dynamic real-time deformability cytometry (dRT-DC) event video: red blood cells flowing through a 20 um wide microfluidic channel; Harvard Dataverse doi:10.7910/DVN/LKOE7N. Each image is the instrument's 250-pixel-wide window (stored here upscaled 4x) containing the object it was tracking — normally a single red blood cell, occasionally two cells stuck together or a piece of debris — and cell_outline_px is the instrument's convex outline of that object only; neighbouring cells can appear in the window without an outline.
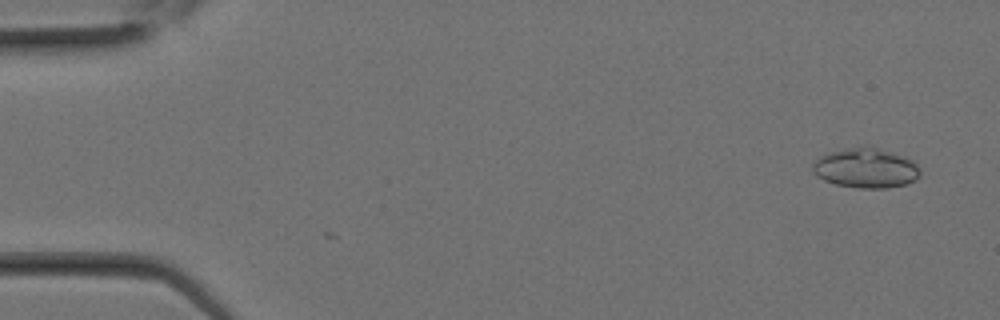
{"species": "Egyptian fruit bat (a non-hibernating species)", "species_latin": "Rousettus aegyptiacus", "temperature_condition": "room temperature", "stored_images_in_passage": 2, "camera_frame_rate_fps": 3000, "um_per_image_px": 0.085, "animal": {"sex": "female"}, "frame": {"image": 1, "passage_image": 2, "time_ms": 0.333, "image_size_px": [1000, 320], "cell_outline_px": [[920, 176], [916, 180], [904, 184], [888, 188], [860, 188], [836, 184], [824, 180], [816, 176], [812, 172], [812, 164], [820, 156], [828, 152], [864, 144], [872, 144], [916, 160], [920, 172]], "centroid_in_image_um": [73.62, 14.24], "position_along_channel_um": 11.4, "area_um2": 25.72}}